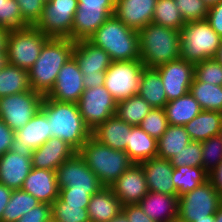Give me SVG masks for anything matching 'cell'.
<instances>
[{
    "label": "cell",
    "instance_id": "cell-1",
    "mask_svg": "<svg viewBox=\"0 0 222 222\" xmlns=\"http://www.w3.org/2000/svg\"><path fill=\"white\" fill-rule=\"evenodd\" d=\"M41 110L49 121L51 138L65 141L76 152L91 137V130L85 125L77 103L61 102L44 96Z\"/></svg>",
    "mask_w": 222,
    "mask_h": 222
},
{
    "label": "cell",
    "instance_id": "cell-2",
    "mask_svg": "<svg viewBox=\"0 0 222 222\" xmlns=\"http://www.w3.org/2000/svg\"><path fill=\"white\" fill-rule=\"evenodd\" d=\"M74 41L49 38L34 65L28 70L32 90L46 96L53 88L62 66L73 56Z\"/></svg>",
    "mask_w": 222,
    "mask_h": 222
},
{
    "label": "cell",
    "instance_id": "cell-3",
    "mask_svg": "<svg viewBox=\"0 0 222 222\" xmlns=\"http://www.w3.org/2000/svg\"><path fill=\"white\" fill-rule=\"evenodd\" d=\"M88 40L105 50L112 62L140 60L138 31L127 27L114 15L108 18Z\"/></svg>",
    "mask_w": 222,
    "mask_h": 222
},
{
    "label": "cell",
    "instance_id": "cell-4",
    "mask_svg": "<svg viewBox=\"0 0 222 222\" xmlns=\"http://www.w3.org/2000/svg\"><path fill=\"white\" fill-rule=\"evenodd\" d=\"M138 35L140 60L145 67L156 68L180 59V31L149 23Z\"/></svg>",
    "mask_w": 222,
    "mask_h": 222
},
{
    "label": "cell",
    "instance_id": "cell-5",
    "mask_svg": "<svg viewBox=\"0 0 222 222\" xmlns=\"http://www.w3.org/2000/svg\"><path fill=\"white\" fill-rule=\"evenodd\" d=\"M78 153L105 187L113 184L133 164L125 151L114 150L92 136Z\"/></svg>",
    "mask_w": 222,
    "mask_h": 222
},
{
    "label": "cell",
    "instance_id": "cell-6",
    "mask_svg": "<svg viewBox=\"0 0 222 222\" xmlns=\"http://www.w3.org/2000/svg\"><path fill=\"white\" fill-rule=\"evenodd\" d=\"M221 43L222 38L206 19L186 22L180 30V59L195 65L216 58Z\"/></svg>",
    "mask_w": 222,
    "mask_h": 222
},
{
    "label": "cell",
    "instance_id": "cell-7",
    "mask_svg": "<svg viewBox=\"0 0 222 222\" xmlns=\"http://www.w3.org/2000/svg\"><path fill=\"white\" fill-rule=\"evenodd\" d=\"M48 39L49 37L35 26L10 30L6 46L8 63L28 71L38 59Z\"/></svg>",
    "mask_w": 222,
    "mask_h": 222
},
{
    "label": "cell",
    "instance_id": "cell-8",
    "mask_svg": "<svg viewBox=\"0 0 222 222\" xmlns=\"http://www.w3.org/2000/svg\"><path fill=\"white\" fill-rule=\"evenodd\" d=\"M222 204V195L208 179L190 192L178 197V218L182 222L208 219Z\"/></svg>",
    "mask_w": 222,
    "mask_h": 222
},
{
    "label": "cell",
    "instance_id": "cell-9",
    "mask_svg": "<svg viewBox=\"0 0 222 222\" xmlns=\"http://www.w3.org/2000/svg\"><path fill=\"white\" fill-rule=\"evenodd\" d=\"M71 40H88L114 14L116 0H77Z\"/></svg>",
    "mask_w": 222,
    "mask_h": 222
},
{
    "label": "cell",
    "instance_id": "cell-10",
    "mask_svg": "<svg viewBox=\"0 0 222 222\" xmlns=\"http://www.w3.org/2000/svg\"><path fill=\"white\" fill-rule=\"evenodd\" d=\"M144 67L141 60L112 62L105 71L104 87L117 102L137 95Z\"/></svg>",
    "mask_w": 222,
    "mask_h": 222
},
{
    "label": "cell",
    "instance_id": "cell-11",
    "mask_svg": "<svg viewBox=\"0 0 222 222\" xmlns=\"http://www.w3.org/2000/svg\"><path fill=\"white\" fill-rule=\"evenodd\" d=\"M43 97L31 89L0 98V119L16 132L41 109Z\"/></svg>",
    "mask_w": 222,
    "mask_h": 222
},
{
    "label": "cell",
    "instance_id": "cell-12",
    "mask_svg": "<svg viewBox=\"0 0 222 222\" xmlns=\"http://www.w3.org/2000/svg\"><path fill=\"white\" fill-rule=\"evenodd\" d=\"M77 9V0H49L45 3L40 20L35 27L49 38L71 39Z\"/></svg>",
    "mask_w": 222,
    "mask_h": 222
},
{
    "label": "cell",
    "instance_id": "cell-13",
    "mask_svg": "<svg viewBox=\"0 0 222 222\" xmlns=\"http://www.w3.org/2000/svg\"><path fill=\"white\" fill-rule=\"evenodd\" d=\"M56 178L59 189L87 192L90 196L104 187L78 152L56 169Z\"/></svg>",
    "mask_w": 222,
    "mask_h": 222
},
{
    "label": "cell",
    "instance_id": "cell-14",
    "mask_svg": "<svg viewBox=\"0 0 222 222\" xmlns=\"http://www.w3.org/2000/svg\"><path fill=\"white\" fill-rule=\"evenodd\" d=\"M78 107L85 125L92 131L115 115L117 101L104 85L85 89Z\"/></svg>",
    "mask_w": 222,
    "mask_h": 222
},
{
    "label": "cell",
    "instance_id": "cell-15",
    "mask_svg": "<svg viewBox=\"0 0 222 222\" xmlns=\"http://www.w3.org/2000/svg\"><path fill=\"white\" fill-rule=\"evenodd\" d=\"M51 138L49 121L40 109L21 129L15 132L10 150L27 158H32L33 150Z\"/></svg>",
    "mask_w": 222,
    "mask_h": 222
},
{
    "label": "cell",
    "instance_id": "cell-16",
    "mask_svg": "<svg viewBox=\"0 0 222 222\" xmlns=\"http://www.w3.org/2000/svg\"><path fill=\"white\" fill-rule=\"evenodd\" d=\"M168 102L187 94L194 79V64L182 59L156 67Z\"/></svg>",
    "mask_w": 222,
    "mask_h": 222
},
{
    "label": "cell",
    "instance_id": "cell-17",
    "mask_svg": "<svg viewBox=\"0 0 222 222\" xmlns=\"http://www.w3.org/2000/svg\"><path fill=\"white\" fill-rule=\"evenodd\" d=\"M83 73L72 56L60 69L56 82L46 97L61 101L78 103L85 90Z\"/></svg>",
    "mask_w": 222,
    "mask_h": 222
},
{
    "label": "cell",
    "instance_id": "cell-18",
    "mask_svg": "<svg viewBox=\"0 0 222 222\" xmlns=\"http://www.w3.org/2000/svg\"><path fill=\"white\" fill-rule=\"evenodd\" d=\"M109 187L122 206L138 204L149 192L144 170L140 164L135 163Z\"/></svg>",
    "mask_w": 222,
    "mask_h": 222
},
{
    "label": "cell",
    "instance_id": "cell-19",
    "mask_svg": "<svg viewBox=\"0 0 222 222\" xmlns=\"http://www.w3.org/2000/svg\"><path fill=\"white\" fill-rule=\"evenodd\" d=\"M157 0H116L114 16L136 31L152 23Z\"/></svg>",
    "mask_w": 222,
    "mask_h": 222
},
{
    "label": "cell",
    "instance_id": "cell-20",
    "mask_svg": "<svg viewBox=\"0 0 222 222\" xmlns=\"http://www.w3.org/2000/svg\"><path fill=\"white\" fill-rule=\"evenodd\" d=\"M73 57L77 61L83 76L105 73L112 63L109 54L89 40L74 42Z\"/></svg>",
    "mask_w": 222,
    "mask_h": 222
},
{
    "label": "cell",
    "instance_id": "cell-21",
    "mask_svg": "<svg viewBox=\"0 0 222 222\" xmlns=\"http://www.w3.org/2000/svg\"><path fill=\"white\" fill-rule=\"evenodd\" d=\"M144 170L145 178L150 192L177 195L172 181L174 167L170 160L154 157L139 163Z\"/></svg>",
    "mask_w": 222,
    "mask_h": 222
},
{
    "label": "cell",
    "instance_id": "cell-22",
    "mask_svg": "<svg viewBox=\"0 0 222 222\" xmlns=\"http://www.w3.org/2000/svg\"><path fill=\"white\" fill-rule=\"evenodd\" d=\"M21 189L40 203L51 205L59 197L56 171L32 167Z\"/></svg>",
    "mask_w": 222,
    "mask_h": 222
},
{
    "label": "cell",
    "instance_id": "cell-23",
    "mask_svg": "<svg viewBox=\"0 0 222 222\" xmlns=\"http://www.w3.org/2000/svg\"><path fill=\"white\" fill-rule=\"evenodd\" d=\"M76 151L65 141L52 137L42 146L32 152V167L56 171L66 160L70 159Z\"/></svg>",
    "mask_w": 222,
    "mask_h": 222
},
{
    "label": "cell",
    "instance_id": "cell-24",
    "mask_svg": "<svg viewBox=\"0 0 222 222\" xmlns=\"http://www.w3.org/2000/svg\"><path fill=\"white\" fill-rule=\"evenodd\" d=\"M31 169V158L9 150L0 156V183L11 190L21 189Z\"/></svg>",
    "mask_w": 222,
    "mask_h": 222
},
{
    "label": "cell",
    "instance_id": "cell-25",
    "mask_svg": "<svg viewBox=\"0 0 222 222\" xmlns=\"http://www.w3.org/2000/svg\"><path fill=\"white\" fill-rule=\"evenodd\" d=\"M132 127V125L113 115L92 130L91 136L99 143L114 150L125 151Z\"/></svg>",
    "mask_w": 222,
    "mask_h": 222
},
{
    "label": "cell",
    "instance_id": "cell-26",
    "mask_svg": "<svg viewBox=\"0 0 222 222\" xmlns=\"http://www.w3.org/2000/svg\"><path fill=\"white\" fill-rule=\"evenodd\" d=\"M143 212L155 222L178 218V196L148 192L138 203Z\"/></svg>",
    "mask_w": 222,
    "mask_h": 222
},
{
    "label": "cell",
    "instance_id": "cell-27",
    "mask_svg": "<svg viewBox=\"0 0 222 222\" xmlns=\"http://www.w3.org/2000/svg\"><path fill=\"white\" fill-rule=\"evenodd\" d=\"M122 204L110 187H102L91 196L87 207L91 222H109L122 211Z\"/></svg>",
    "mask_w": 222,
    "mask_h": 222
},
{
    "label": "cell",
    "instance_id": "cell-28",
    "mask_svg": "<svg viewBox=\"0 0 222 222\" xmlns=\"http://www.w3.org/2000/svg\"><path fill=\"white\" fill-rule=\"evenodd\" d=\"M222 124V113L202 110L190 122L184 125L192 141L202 142L218 136Z\"/></svg>",
    "mask_w": 222,
    "mask_h": 222
},
{
    "label": "cell",
    "instance_id": "cell-29",
    "mask_svg": "<svg viewBox=\"0 0 222 222\" xmlns=\"http://www.w3.org/2000/svg\"><path fill=\"white\" fill-rule=\"evenodd\" d=\"M138 95L153 108L165 107L168 102L167 95L156 68L144 67L140 77Z\"/></svg>",
    "mask_w": 222,
    "mask_h": 222
},
{
    "label": "cell",
    "instance_id": "cell-30",
    "mask_svg": "<svg viewBox=\"0 0 222 222\" xmlns=\"http://www.w3.org/2000/svg\"><path fill=\"white\" fill-rule=\"evenodd\" d=\"M125 152L133 163L139 164L157 157V140L149 136L140 126H133L129 132Z\"/></svg>",
    "mask_w": 222,
    "mask_h": 222
},
{
    "label": "cell",
    "instance_id": "cell-31",
    "mask_svg": "<svg viewBox=\"0 0 222 222\" xmlns=\"http://www.w3.org/2000/svg\"><path fill=\"white\" fill-rule=\"evenodd\" d=\"M164 110L168 123L180 126L190 122L202 111L199 103L189 92L178 99L167 102Z\"/></svg>",
    "mask_w": 222,
    "mask_h": 222
},
{
    "label": "cell",
    "instance_id": "cell-32",
    "mask_svg": "<svg viewBox=\"0 0 222 222\" xmlns=\"http://www.w3.org/2000/svg\"><path fill=\"white\" fill-rule=\"evenodd\" d=\"M184 126L170 125L157 140V157L170 160L191 142Z\"/></svg>",
    "mask_w": 222,
    "mask_h": 222
},
{
    "label": "cell",
    "instance_id": "cell-33",
    "mask_svg": "<svg viewBox=\"0 0 222 222\" xmlns=\"http://www.w3.org/2000/svg\"><path fill=\"white\" fill-rule=\"evenodd\" d=\"M31 90L28 71L9 63L0 70V98Z\"/></svg>",
    "mask_w": 222,
    "mask_h": 222
},
{
    "label": "cell",
    "instance_id": "cell-34",
    "mask_svg": "<svg viewBox=\"0 0 222 222\" xmlns=\"http://www.w3.org/2000/svg\"><path fill=\"white\" fill-rule=\"evenodd\" d=\"M189 93L199 103L202 110L222 113V86L199 82L194 77Z\"/></svg>",
    "mask_w": 222,
    "mask_h": 222
},
{
    "label": "cell",
    "instance_id": "cell-35",
    "mask_svg": "<svg viewBox=\"0 0 222 222\" xmlns=\"http://www.w3.org/2000/svg\"><path fill=\"white\" fill-rule=\"evenodd\" d=\"M208 180V173L203 167L180 166L174 167L172 181L177 190V196L192 191Z\"/></svg>",
    "mask_w": 222,
    "mask_h": 222
},
{
    "label": "cell",
    "instance_id": "cell-36",
    "mask_svg": "<svg viewBox=\"0 0 222 222\" xmlns=\"http://www.w3.org/2000/svg\"><path fill=\"white\" fill-rule=\"evenodd\" d=\"M152 108L137 94L117 102L115 115L132 126H139Z\"/></svg>",
    "mask_w": 222,
    "mask_h": 222
},
{
    "label": "cell",
    "instance_id": "cell-37",
    "mask_svg": "<svg viewBox=\"0 0 222 222\" xmlns=\"http://www.w3.org/2000/svg\"><path fill=\"white\" fill-rule=\"evenodd\" d=\"M39 203L38 199L22 189L12 190L0 222H16Z\"/></svg>",
    "mask_w": 222,
    "mask_h": 222
},
{
    "label": "cell",
    "instance_id": "cell-38",
    "mask_svg": "<svg viewBox=\"0 0 222 222\" xmlns=\"http://www.w3.org/2000/svg\"><path fill=\"white\" fill-rule=\"evenodd\" d=\"M152 23L180 31L185 22L174 0H157Z\"/></svg>",
    "mask_w": 222,
    "mask_h": 222
},
{
    "label": "cell",
    "instance_id": "cell-39",
    "mask_svg": "<svg viewBox=\"0 0 222 222\" xmlns=\"http://www.w3.org/2000/svg\"><path fill=\"white\" fill-rule=\"evenodd\" d=\"M52 219L56 222H89L87 208L68 205L59 197L51 204Z\"/></svg>",
    "mask_w": 222,
    "mask_h": 222
},
{
    "label": "cell",
    "instance_id": "cell-40",
    "mask_svg": "<svg viewBox=\"0 0 222 222\" xmlns=\"http://www.w3.org/2000/svg\"><path fill=\"white\" fill-rule=\"evenodd\" d=\"M194 77L199 82L222 86V64L209 58L194 65Z\"/></svg>",
    "mask_w": 222,
    "mask_h": 222
},
{
    "label": "cell",
    "instance_id": "cell-41",
    "mask_svg": "<svg viewBox=\"0 0 222 222\" xmlns=\"http://www.w3.org/2000/svg\"><path fill=\"white\" fill-rule=\"evenodd\" d=\"M149 136L158 140L169 126L164 108H152L139 125Z\"/></svg>",
    "mask_w": 222,
    "mask_h": 222
},
{
    "label": "cell",
    "instance_id": "cell-42",
    "mask_svg": "<svg viewBox=\"0 0 222 222\" xmlns=\"http://www.w3.org/2000/svg\"><path fill=\"white\" fill-rule=\"evenodd\" d=\"M202 167L209 174L222 161V140L213 136L202 141Z\"/></svg>",
    "mask_w": 222,
    "mask_h": 222
},
{
    "label": "cell",
    "instance_id": "cell-43",
    "mask_svg": "<svg viewBox=\"0 0 222 222\" xmlns=\"http://www.w3.org/2000/svg\"><path fill=\"white\" fill-rule=\"evenodd\" d=\"M173 167H202V143L191 141L179 153L170 159Z\"/></svg>",
    "mask_w": 222,
    "mask_h": 222
},
{
    "label": "cell",
    "instance_id": "cell-44",
    "mask_svg": "<svg viewBox=\"0 0 222 222\" xmlns=\"http://www.w3.org/2000/svg\"><path fill=\"white\" fill-rule=\"evenodd\" d=\"M0 26L9 30L22 29L29 26L24 21L20 7L15 0H5L0 6Z\"/></svg>",
    "mask_w": 222,
    "mask_h": 222
},
{
    "label": "cell",
    "instance_id": "cell-45",
    "mask_svg": "<svg viewBox=\"0 0 222 222\" xmlns=\"http://www.w3.org/2000/svg\"><path fill=\"white\" fill-rule=\"evenodd\" d=\"M184 22L206 19L208 6L203 0H174Z\"/></svg>",
    "mask_w": 222,
    "mask_h": 222
},
{
    "label": "cell",
    "instance_id": "cell-46",
    "mask_svg": "<svg viewBox=\"0 0 222 222\" xmlns=\"http://www.w3.org/2000/svg\"><path fill=\"white\" fill-rule=\"evenodd\" d=\"M21 11L24 21L29 26H35L42 15L45 7V0H15Z\"/></svg>",
    "mask_w": 222,
    "mask_h": 222
},
{
    "label": "cell",
    "instance_id": "cell-47",
    "mask_svg": "<svg viewBox=\"0 0 222 222\" xmlns=\"http://www.w3.org/2000/svg\"><path fill=\"white\" fill-rule=\"evenodd\" d=\"M52 219V206L39 203L16 222H48Z\"/></svg>",
    "mask_w": 222,
    "mask_h": 222
},
{
    "label": "cell",
    "instance_id": "cell-48",
    "mask_svg": "<svg viewBox=\"0 0 222 222\" xmlns=\"http://www.w3.org/2000/svg\"><path fill=\"white\" fill-rule=\"evenodd\" d=\"M59 198L68 205L87 208L91 196L87 192L72 191V189H59Z\"/></svg>",
    "mask_w": 222,
    "mask_h": 222
},
{
    "label": "cell",
    "instance_id": "cell-49",
    "mask_svg": "<svg viewBox=\"0 0 222 222\" xmlns=\"http://www.w3.org/2000/svg\"><path fill=\"white\" fill-rule=\"evenodd\" d=\"M206 20L212 29L222 38V1L209 8Z\"/></svg>",
    "mask_w": 222,
    "mask_h": 222
},
{
    "label": "cell",
    "instance_id": "cell-50",
    "mask_svg": "<svg viewBox=\"0 0 222 222\" xmlns=\"http://www.w3.org/2000/svg\"><path fill=\"white\" fill-rule=\"evenodd\" d=\"M122 212L129 222H155L143 212L139 204L125 205L122 207Z\"/></svg>",
    "mask_w": 222,
    "mask_h": 222
},
{
    "label": "cell",
    "instance_id": "cell-51",
    "mask_svg": "<svg viewBox=\"0 0 222 222\" xmlns=\"http://www.w3.org/2000/svg\"><path fill=\"white\" fill-rule=\"evenodd\" d=\"M15 132L0 119V156L10 150Z\"/></svg>",
    "mask_w": 222,
    "mask_h": 222
},
{
    "label": "cell",
    "instance_id": "cell-52",
    "mask_svg": "<svg viewBox=\"0 0 222 222\" xmlns=\"http://www.w3.org/2000/svg\"><path fill=\"white\" fill-rule=\"evenodd\" d=\"M208 179L213 187L222 195V161L208 174Z\"/></svg>",
    "mask_w": 222,
    "mask_h": 222
},
{
    "label": "cell",
    "instance_id": "cell-53",
    "mask_svg": "<svg viewBox=\"0 0 222 222\" xmlns=\"http://www.w3.org/2000/svg\"><path fill=\"white\" fill-rule=\"evenodd\" d=\"M105 73H98V75L84 76L83 84L85 89L95 88L104 85Z\"/></svg>",
    "mask_w": 222,
    "mask_h": 222
},
{
    "label": "cell",
    "instance_id": "cell-54",
    "mask_svg": "<svg viewBox=\"0 0 222 222\" xmlns=\"http://www.w3.org/2000/svg\"><path fill=\"white\" fill-rule=\"evenodd\" d=\"M11 193V189L0 183V221L4 213V209L10 200Z\"/></svg>",
    "mask_w": 222,
    "mask_h": 222
},
{
    "label": "cell",
    "instance_id": "cell-55",
    "mask_svg": "<svg viewBox=\"0 0 222 222\" xmlns=\"http://www.w3.org/2000/svg\"><path fill=\"white\" fill-rule=\"evenodd\" d=\"M10 30L0 26V52H6L7 38Z\"/></svg>",
    "mask_w": 222,
    "mask_h": 222
},
{
    "label": "cell",
    "instance_id": "cell-56",
    "mask_svg": "<svg viewBox=\"0 0 222 222\" xmlns=\"http://www.w3.org/2000/svg\"><path fill=\"white\" fill-rule=\"evenodd\" d=\"M8 64V57L6 52H0V70Z\"/></svg>",
    "mask_w": 222,
    "mask_h": 222
},
{
    "label": "cell",
    "instance_id": "cell-57",
    "mask_svg": "<svg viewBox=\"0 0 222 222\" xmlns=\"http://www.w3.org/2000/svg\"><path fill=\"white\" fill-rule=\"evenodd\" d=\"M109 222H129L125 216V214L121 211L115 218L110 220Z\"/></svg>",
    "mask_w": 222,
    "mask_h": 222
},
{
    "label": "cell",
    "instance_id": "cell-58",
    "mask_svg": "<svg viewBox=\"0 0 222 222\" xmlns=\"http://www.w3.org/2000/svg\"><path fill=\"white\" fill-rule=\"evenodd\" d=\"M215 222H222V204L215 213Z\"/></svg>",
    "mask_w": 222,
    "mask_h": 222
},
{
    "label": "cell",
    "instance_id": "cell-59",
    "mask_svg": "<svg viewBox=\"0 0 222 222\" xmlns=\"http://www.w3.org/2000/svg\"><path fill=\"white\" fill-rule=\"evenodd\" d=\"M222 0H203V2L208 6V8L217 5Z\"/></svg>",
    "mask_w": 222,
    "mask_h": 222
},
{
    "label": "cell",
    "instance_id": "cell-60",
    "mask_svg": "<svg viewBox=\"0 0 222 222\" xmlns=\"http://www.w3.org/2000/svg\"><path fill=\"white\" fill-rule=\"evenodd\" d=\"M193 222H215V215H208V219L194 220Z\"/></svg>",
    "mask_w": 222,
    "mask_h": 222
},
{
    "label": "cell",
    "instance_id": "cell-61",
    "mask_svg": "<svg viewBox=\"0 0 222 222\" xmlns=\"http://www.w3.org/2000/svg\"><path fill=\"white\" fill-rule=\"evenodd\" d=\"M216 59L222 64V43H221V46L219 48L218 54L216 56Z\"/></svg>",
    "mask_w": 222,
    "mask_h": 222
},
{
    "label": "cell",
    "instance_id": "cell-62",
    "mask_svg": "<svg viewBox=\"0 0 222 222\" xmlns=\"http://www.w3.org/2000/svg\"><path fill=\"white\" fill-rule=\"evenodd\" d=\"M168 222H182V221L179 218H176V219L170 220Z\"/></svg>",
    "mask_w": 222,
    "mask_h": 222
},
{
    "label": "cell",
    "instance_id": "cell-63",
    "mask_svg": "<svg viewBox=\"0 0 222 222\" xmlns=\"http://www.w3.org/2000/svg\"><path fill=\"white\" fill-rule=\"evenodd\" d=\"M220 139L222 140V124H221V129H220V132H219V135Z\"/></svg>",
    "mask_w": 222,
    "mask_h": 222
},
{
    "label": "cell",
    "instance_id": "cell-64",
    "mask_svg": "<svg viewBox=\"0 0 222 222\" xmlns=\"http://www.w3.org/2000/svg\"><path fill=\"white\" fill-rule=\"evenodd\" d=\"M5 2V0H0V6Z\"/></svg>",
    "mask_w": 222,
    "mask_h": 222
},
{
    "label": "cell",
    "instance_id": "cell-65",
    "mask_svg": "<svg viewBox=\"0 0 222 222\" xmlns=\"http://www.w3.org/2000/svg\"><path fill=\"white\" fill-rule=\"evenodd\" d=\"M48 222H56L54 219H51L50 221H48Z\"/></svg>",
    "mask_w": 222,
    "mask_h": 222
}]
</instances>
